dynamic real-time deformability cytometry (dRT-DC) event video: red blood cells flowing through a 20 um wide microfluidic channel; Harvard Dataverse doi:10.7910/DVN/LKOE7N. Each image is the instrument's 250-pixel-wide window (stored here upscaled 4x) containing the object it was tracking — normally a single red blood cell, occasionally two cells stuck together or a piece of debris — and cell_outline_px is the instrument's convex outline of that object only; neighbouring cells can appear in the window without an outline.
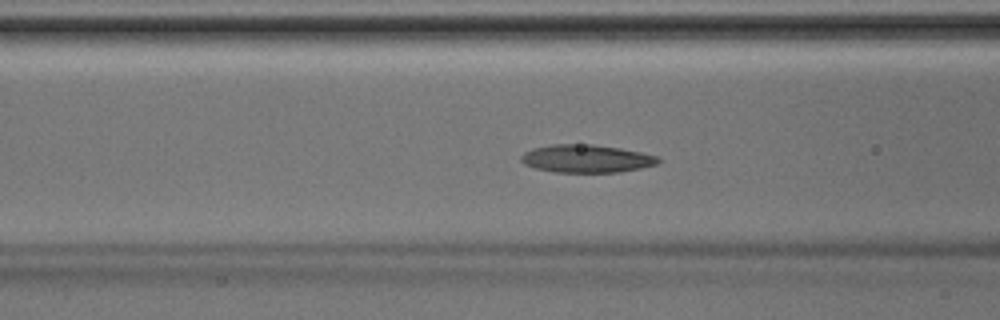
{"species": "Egyptian fruit bat (a non-hibernating species)", "species_latin": "Rousettus aegyptiacus", "temperature_condition": "room temperature", "stored_images_in_passage": 43, "camera_frame_rate_fps": 3000, "um_per_image_px": 0.085, "animal": {"sex": "male"}, "frame": {"image": 1, "passage_image": 17, "time_ms": 5.333, "image_size_px": [1000, 320], "cell_outline_px": [[660, 160], [656, 164], [640, 168], [620, 172], [556, 172], [536, 168], [524, 164], [520, 160], [520, 156], [524, 152], [532, 148], [552, 144], [592, 144], [620, 148], [660, 156]], "centroid_in_image_um": [49.83, 13.47], "position_along_channel_um": 116.8, "area_um2": 22.31}}
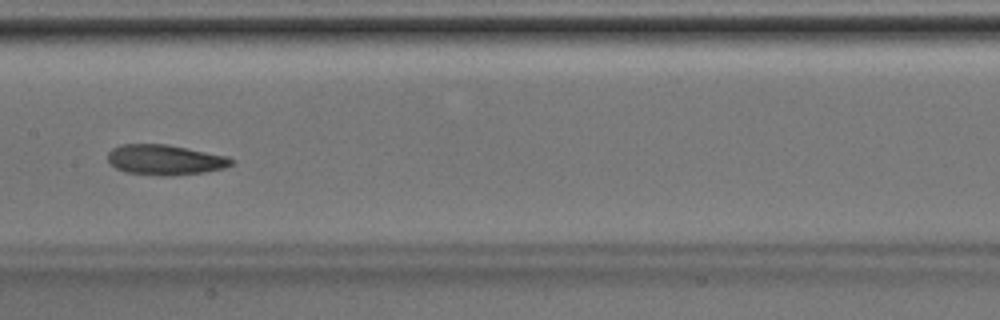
{"frame": {"image": 2, "passage_image": 22, "time_ms": 7.0, "image_size_px": [1000, 320], "cell_outline_px": [[236, 160], [232, 164], [224, 168], [204, 172], [176, 176], [160, 176], [124, 172], [116, 168], [108, 160], [108, 152], [112, 148], [120, 144], [168, 144], [228, 156]], "centroid_in_image_um": [14.04, 13.59], "position_along_channel_um": 193.4, "area_um2": 22.08}}
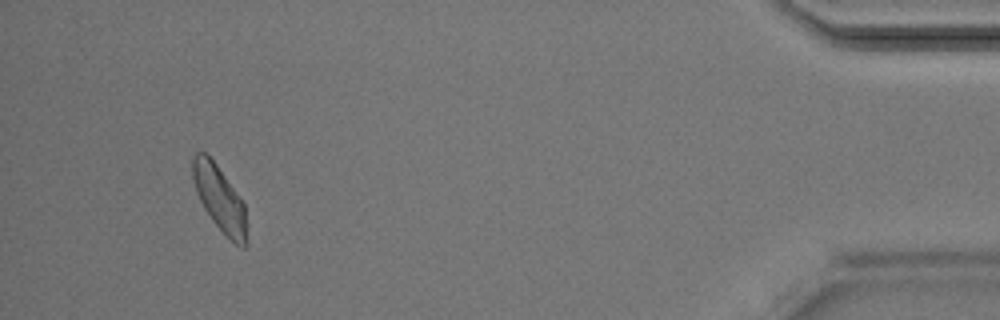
{"frame": {"image": 3, "passage_image": 41, "time_ms": 13.333, "image_size_px": [1000, 320], "cell_outline_px": [[248, 244], [244, 248], [236, 244], [212, 220], [204, 208], [196, 192], [192, 176], [192, 156], [196, 152], [204, 152], [216, 164], [244, 204]], "centroid_in_image_um": [18.66, 16.88], "position_along_channel_um": 416.5, "area_um2": 20.17}}